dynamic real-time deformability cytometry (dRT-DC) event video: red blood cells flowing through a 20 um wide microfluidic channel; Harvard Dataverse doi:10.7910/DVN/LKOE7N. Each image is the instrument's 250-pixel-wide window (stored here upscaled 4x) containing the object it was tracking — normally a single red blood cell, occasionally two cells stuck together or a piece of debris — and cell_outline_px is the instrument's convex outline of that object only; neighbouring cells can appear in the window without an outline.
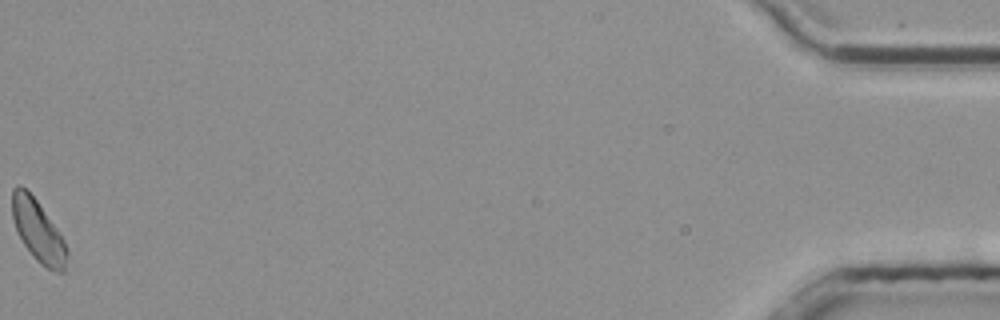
{"species": "common noctule bat (a hibernating species)", "species_latin": "Nyctalus noctula", "temperature_condition": "room temperature", "stored_images_in_passage": 40, "camera_frame_rate_fps": 3000, "um_per_image_px": 0.085, "animal": {"sex": "male", "body_mass_g": 20.4}, "frame": {"image": 1, "passage_image": 39, "time_ms": 12.667, "image_size_px": [1000, 320], "cell_outline_px": [[68, 252], [64, 272], [52, 272], [40, 264], [32, 256], [24, 244], [12, 220], [12, 188], [16, 184], [20, 184], [36, 200], [64, 240]], "centroid_in_image_um": [3.22, 19.66], "position_along_channel_um": 432.0, "area_um2": 19.48}}